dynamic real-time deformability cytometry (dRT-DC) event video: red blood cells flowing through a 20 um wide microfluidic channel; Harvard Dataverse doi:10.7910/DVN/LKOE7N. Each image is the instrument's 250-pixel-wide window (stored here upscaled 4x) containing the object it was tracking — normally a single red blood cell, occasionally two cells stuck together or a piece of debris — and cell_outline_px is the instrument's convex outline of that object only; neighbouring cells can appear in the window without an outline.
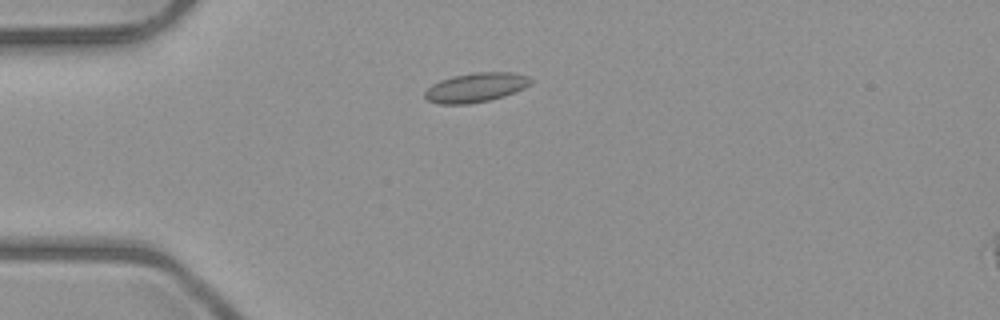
{"species": "common noctule bat (a hibernating species)", "species_latin": "Nyctalus noctula", "temperature_condition": "room temperature", "stored_images_in_passage": 4, "camera_frame_rate_fps": 3000, "um_per_image_px": 0.085, "animal": {"sex": "male", "body_mass_g": 23.1, "forearm_length_mm": 52.7}, "frame": {"image": 1, "passage_image": 3, "time_ms": 2.333, "image_size_px": [1000, 320], "cell_outline_px": [[532, 80], [524, 88], [504, 96], [488, 100], [468, 104], [440, 104], [428, 100], [424, 96], [424, 92], [432, 84], [440, 80], [452, 76], [476, 72], [512, 72], [528, 76]], "centroid_in_image_um": [40.42, 7.43], "position_along_channel_um": 44.6, "area_um2": 17.98}}